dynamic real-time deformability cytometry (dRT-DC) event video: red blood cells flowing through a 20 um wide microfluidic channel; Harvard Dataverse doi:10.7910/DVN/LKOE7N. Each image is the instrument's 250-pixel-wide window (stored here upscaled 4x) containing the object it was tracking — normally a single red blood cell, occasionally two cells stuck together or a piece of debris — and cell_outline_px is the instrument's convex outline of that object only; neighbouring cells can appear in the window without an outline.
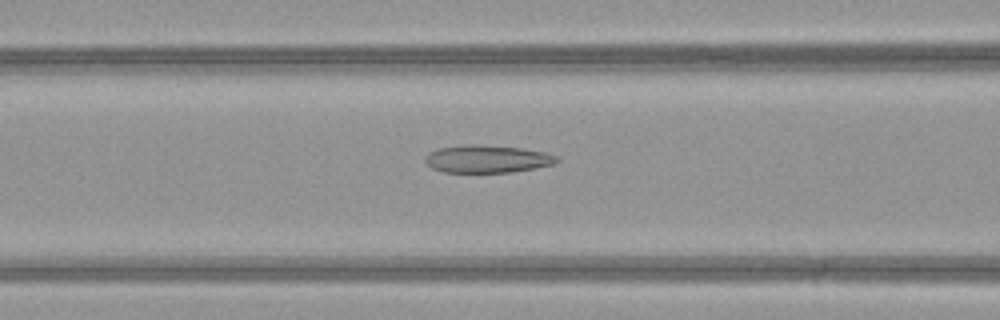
{"species": "common noctule bat (a hibernating species)", "species_latin": "Nyctalus noctula", "temperature_condition": "warm", "stored_images_in_passage": 50, "camera_frame_rate_fps": 3000, "um_per_image_px": 0.085, "animal": {"sex": "female", "body_mass_g": 21.9}, "frame": {"image": 1, "passage_image": 22, "time_ms": 7.0, "image_size_px": [1000, 320], "cell_outline_px": [[560, 160], [556, 164], [508, 172], [444, 172], [432, 168], [424, 160], [428, 152], [440, 148], [464, 144], [476, 144], [520, 148], [544, 152], [556, 156]], "centroid_in_image_um": [41.39, 13.5], "position_along_channel_um": 125.2, "area_um2": 21.04}}
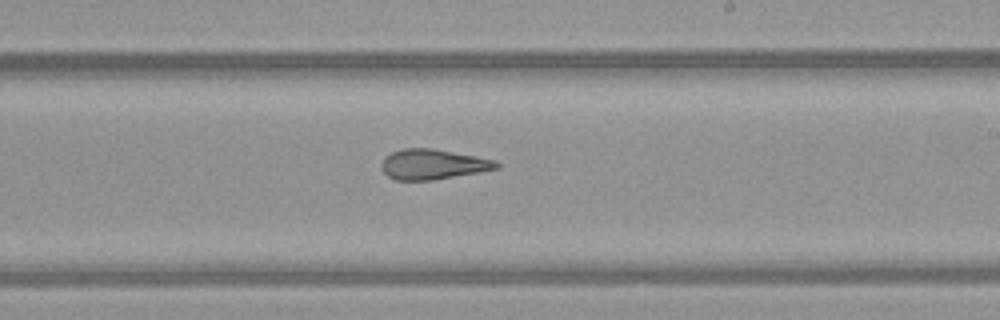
{"frame": {"image": 2, "passage_image": 31, "time_ms": 10.0, "image_size_px": [1000, 320], "cell_outline_px": [[500, 168], [480, 172], [432, 180], [396, 180], [388, 176], [380, 168], [380, 164], [384, 156], [400, 148], [432, 148], [476, 156], [496, 160], [500, 164]], "centroid_in_image_um": [36.78, 13.96], "position_along_channel_um": 252.2, "area_um2": 20.4}}
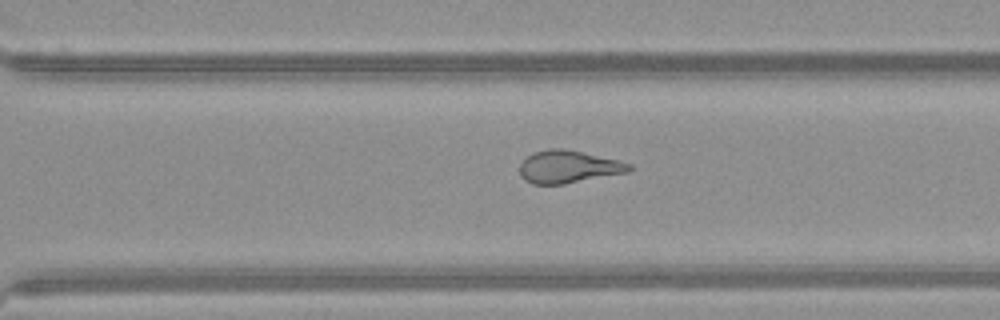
{"frame": {"image": 3, "passage_image": 36, "time_ms": 11.667, "image_size_px": [1000, 320], "cell_outline_px": [[632, 168], [628, 172], [564, 184], [532, 184], [524, 180], [520, 176], [520, 164], [532, 152], [548, 148], [564, 148], [620, 160], [632, 164]], "centroid_in_image_um": [48.31, 14.17], "position_along_channel_um": 322.3, "area_um2": 20.92}, "authors_computed_cell_mechanics": {"area_um2": 24.2182, "velocity_mm_per_s": 4.2274, "shape_relaxation_time_tau1_ms": null, "shape_relaxation_time_tau2_ms": 1.9439, "deformation_change_tau1": null, "deformation_change_tau2": 0.0967}}